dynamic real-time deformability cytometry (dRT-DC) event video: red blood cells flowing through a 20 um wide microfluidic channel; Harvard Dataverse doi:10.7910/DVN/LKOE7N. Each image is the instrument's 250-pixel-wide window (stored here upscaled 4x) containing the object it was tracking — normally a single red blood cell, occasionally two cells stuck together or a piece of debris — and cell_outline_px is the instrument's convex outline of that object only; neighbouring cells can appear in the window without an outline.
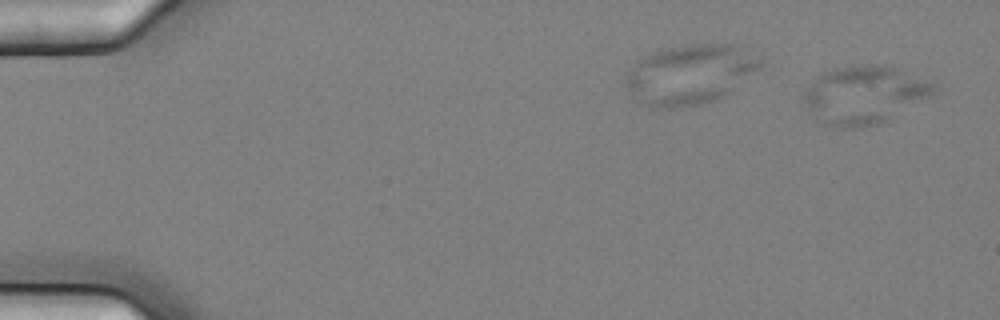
{"species": "common noctule bat (a hibernating species)", "species_latin": "Nyctalus noctula", "temperature_condition": "cold", "stored_images_in_passage": 3, "segment_of_instrument_passage": [2, 2], "camera_frame_rate_fps": 3000, "um_per_image_px": 0.085, "animal": {"sex": "female", "body_mass_g": 25.1}, "frame": {"image": 1, "passage_image": 3, "time_ms": 0.667, "image_size_px": [1000, 320], "cell_outline_px": [[936, 88], [928, 96], [884, 120], [876, 124], [860, 128], [844, 128], [824, 124], [816, 120], [800, 96], [816, 76], [824, 72], [848, 64], [884, 64], [932, 76]], "centroid_in_image_um": [73.47, 7.99], "position_along_channel_um": 11.5, "area_um2": 44.51}}